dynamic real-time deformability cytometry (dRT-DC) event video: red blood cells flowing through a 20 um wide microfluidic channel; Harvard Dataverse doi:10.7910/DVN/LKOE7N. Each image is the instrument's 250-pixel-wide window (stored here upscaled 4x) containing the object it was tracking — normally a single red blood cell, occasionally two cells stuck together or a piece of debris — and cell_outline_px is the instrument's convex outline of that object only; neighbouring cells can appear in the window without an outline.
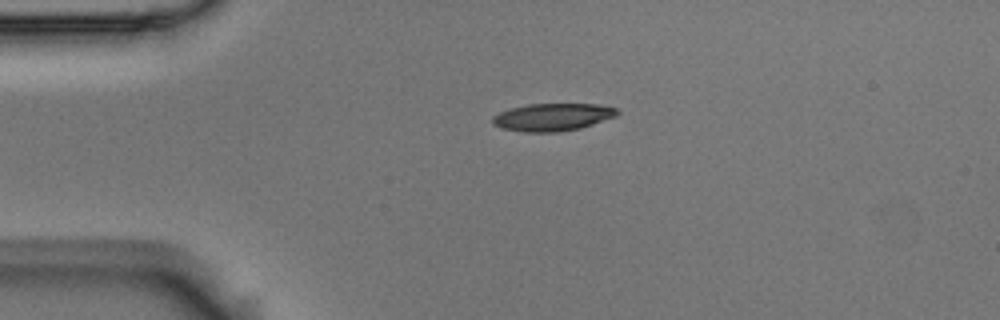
{"species": "Egyptian fruit bat (a non-hibernating species)", "species_latin": "Rousettus aegyptiacus", "temperature_condition": "room temperature", "stored_images_in_passage": 4, "camera_frame_rate_fps": 3000, "um_per_image_px": 0.085, "animal": {"sex": "male"}, "frame": {"image": 1, "passage_image": 4, "time_ms": 1.0, "image_size_px": [1000, 320], "cell_outline_px": [[620, 112], [616, 116], [580, 128], [556, 132], [524, 132], [500, 128], [492, 124], [492, 116], [508, 108], [528, 104], [600, 104], [616, 108]], "centroid_in_image_um": [46.93, 9.95], "position_along_channel_um": 38.1, "area_um2": 20.11}}